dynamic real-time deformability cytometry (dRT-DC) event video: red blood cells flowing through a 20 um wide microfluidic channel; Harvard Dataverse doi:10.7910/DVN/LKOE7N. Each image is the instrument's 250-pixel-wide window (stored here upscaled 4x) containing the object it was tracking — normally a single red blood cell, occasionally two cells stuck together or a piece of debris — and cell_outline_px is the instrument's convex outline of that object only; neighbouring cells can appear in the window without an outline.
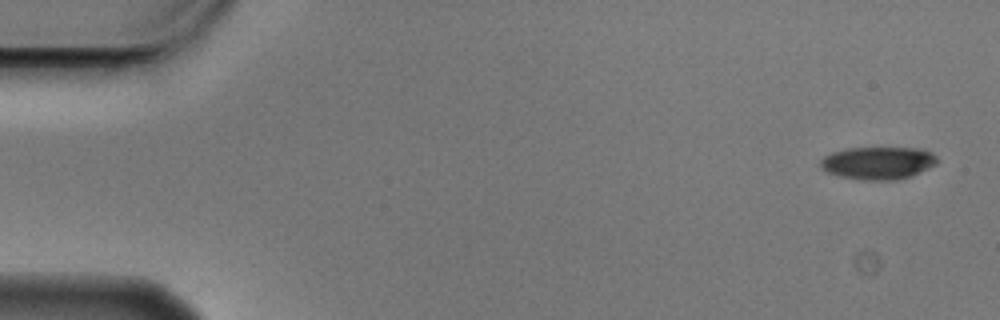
{"species": "Egyptian fruit bat (a non-hibernating species)", "species_latin": "Rousettus aegyptiacus", "temperature_condition": "cold", "stored_images_in_passage": 4, "camera_frame_rate_fps": 3000, "um_per_image_px": 0.085, "animal": {"sex": "male"}, "frame": {"image": 1, "passage_image": 1, "time_ms": 0.0, "image_size_px": [1000, 320], "cell_outline_px": [[940, 160], [936, 164], [912, 176], [896, 180], [860, 180], [840, 176], [824, 172], [820, 168], [820, 160], [824, 156], [832, 152], [848, 148], [924, 148], [932, 152]], "centroid_in_image_um": [74.64, 13.85], "position_along_channel_um": 10.4, "area_um2": 22.54}}
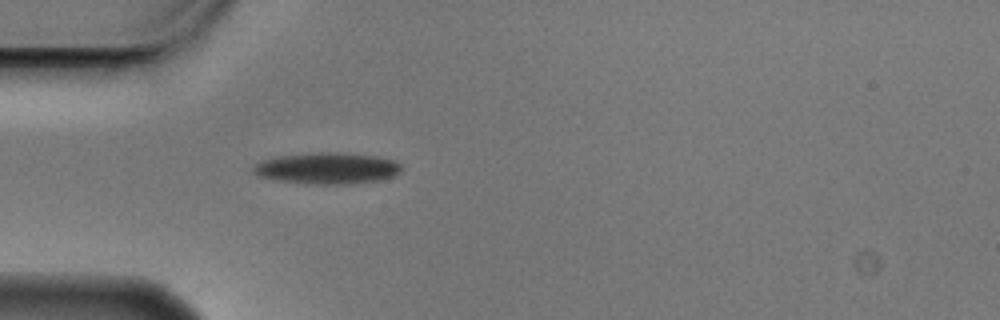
{"frame": {"image": 2, "passage_image": 4, "time_ms": 1.0, "image_size_px": [1000, 320], "cell_outline_px": [[404, 168], [396, 176], [380, 180], [356, 184], [308, 184], [272, 180], [256, 176], [252, 172], [252, 168], [260, 160], [280, 156], [320, 152], [336, 152], [376, 156], [392, 160], [400, 164]], "centroid_in_image_um": [27.8, 14.32], "position_along_channel_um": 57.2, "area_um2": 27.51}}